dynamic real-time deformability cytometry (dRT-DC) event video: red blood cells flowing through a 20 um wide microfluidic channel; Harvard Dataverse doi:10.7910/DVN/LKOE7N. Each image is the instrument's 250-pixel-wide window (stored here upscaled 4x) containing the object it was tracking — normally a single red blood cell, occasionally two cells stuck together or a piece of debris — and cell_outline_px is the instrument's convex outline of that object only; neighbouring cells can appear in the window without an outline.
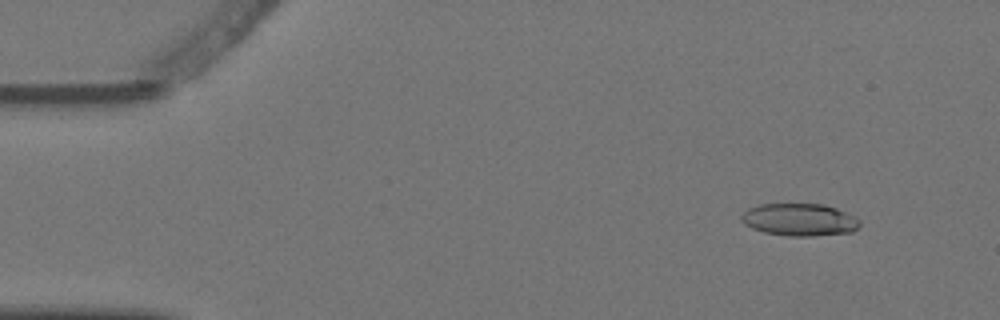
{"species": "Egyptian fruit bat (a non-hibernating species)", "species_latin": "Rousettus aegyptiacus", "temperature_condition": "warm", "stored_images_in_passage": 4, "camera_frame_rate_fps": 3000, "um_per_image_px": 0.085, "animal": {"sex": "female"}, "frame": {"image": 1, "passage_image": 1, "time_ms": 0.0, "image_size_px": [1000, 320], "cell_outline_px": [[860, 224], [852, 232], [812, 236], [788, 236], [764, 232], [752, 228], [744, 224], [740, 220], [740, 216], [748, 208], [760, 204], [824, 204], [836, 208], [856, 216], [860, 220]], "centroid_in_image_um": [67.95, 18.67], "position_along_channel_um": 17.0, "area_um2": 22.48}}